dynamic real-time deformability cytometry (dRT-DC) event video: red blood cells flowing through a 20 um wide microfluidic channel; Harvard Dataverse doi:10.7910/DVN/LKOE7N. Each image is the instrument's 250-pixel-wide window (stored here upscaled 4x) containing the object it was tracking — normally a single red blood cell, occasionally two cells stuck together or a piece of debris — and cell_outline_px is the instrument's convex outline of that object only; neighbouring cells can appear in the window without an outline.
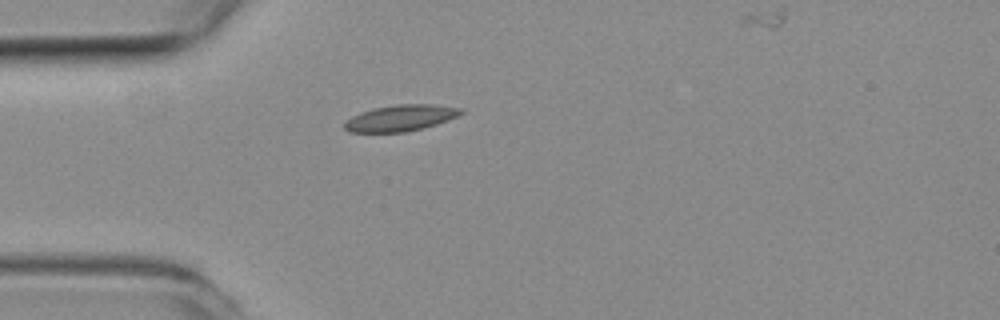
{"species": "common noctule bat (a hibernating species)", "species_latin": "Nyctalus noctula", "temperature_condition": "room temperature", "stored_images_in_passage": 18, "camera_frame_rate_fps": 3000, "um_per_image_px": 0.085, "animal": {"sex": "female", "body_mass_g": 19.3, "forearm_length_mm": 54.1}, "frame": {"image": 1, "passage_image": 1, "time_ms": 0.0, "image_size_px": [1000, 320], "cell_outline_px": [[464, 112], [448, 120], [424, 128], [408, 132], [352, 132], [344, 128], [344, 124], [352, 116], [360, 112], [372, 108], [396, 104], [432, 104], [464, 108]], "centroid_in_image_um": [34.07, 10.02], "position_along_channel_um": 50.9, "area_um2": 17.86}}
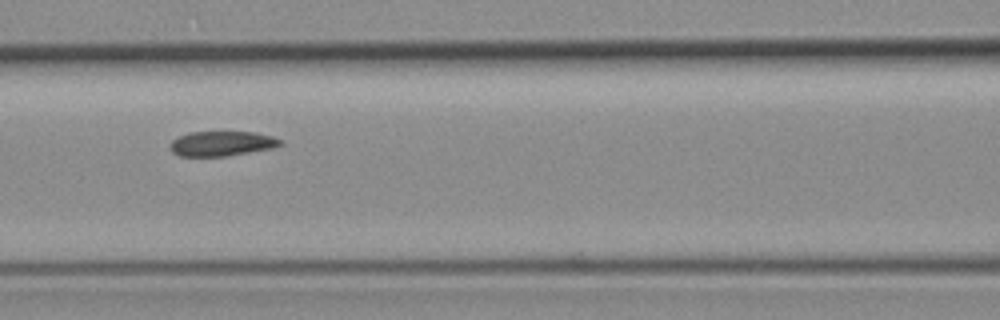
{"frame": {"image": 2, "passage_image": 9, "time_ms": 2.667, "image_size_px": [1000, 320], "cell_outline_px": [[284, 144], [272, 148], [224, 156], [180, 156], [172, 152], [172, 140], [180, 136], [192, 132], [256, 132], [272, 136], [280, 140]], "centroid_in_image_um": [18.88, 12.2], "position_along_channel_um": 147.7, "area_um2": 15.66}}
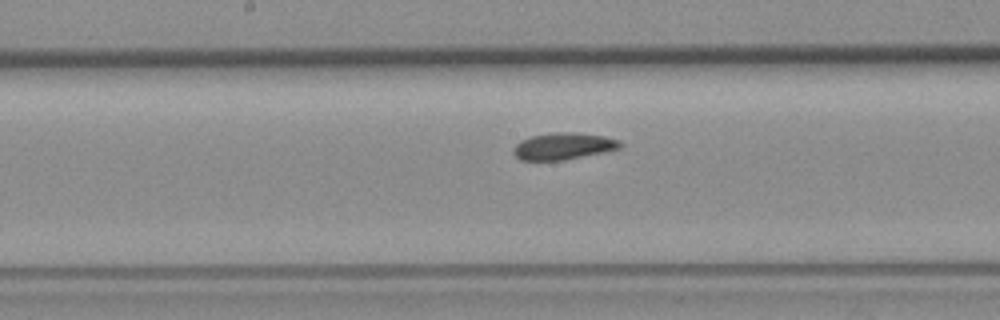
{"frame": {"image": 3, "passage_image": 13, "time_ms": 4.0, "image_size_px": [1000, 320], "cell_outline_px": [[624, 144], [620, 148], [604, 152], [564, 160], [520, 160], [512, 152], [512, 148], [520, 140], [532, 136], [552, 132], [576, 132], [604, 136], [620, 140]], "centroid_in_image_um": [47.89, 12.42], "position_along_channel_um": 200.3, "area_um2": 16.82}}